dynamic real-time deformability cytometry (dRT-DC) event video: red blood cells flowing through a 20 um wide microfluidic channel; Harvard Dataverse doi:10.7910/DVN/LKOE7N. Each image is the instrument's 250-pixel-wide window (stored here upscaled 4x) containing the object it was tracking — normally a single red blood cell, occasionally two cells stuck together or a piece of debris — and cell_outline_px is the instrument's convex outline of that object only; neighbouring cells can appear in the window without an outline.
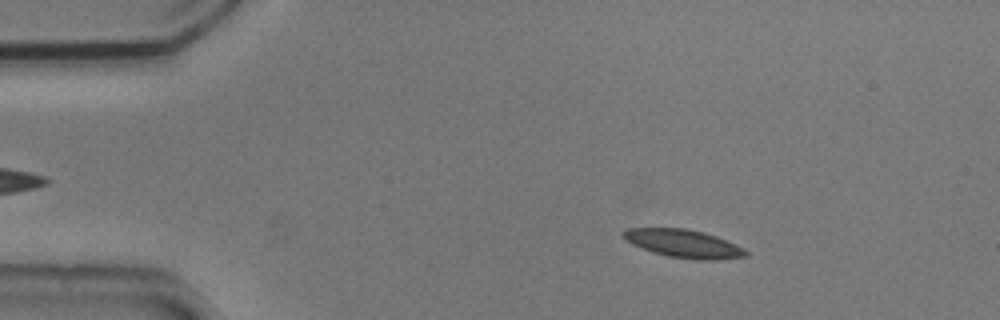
{"species": "common noctule bat (a hibernating species)", "species_latin": "Nyctalus noctula", "temperature_condition": "cold", "stored_images_in_passage": 4, "camera_frame_rate_fps": 3000, "um_per_image_px": 0.085, "animal": {"sex": "male", "body_mass_g": 20.5, "forearm_length_mm": 52.5}, "frame": {"image": 1, "passage_image": 3, "time_ms": 0.667, "image_size_px": [1000, 320], "cell_outline_px": [[748, 256], [712, 260], [696, 260], [668, 256], [652, 252], [632, 244], [624, 236], [624, 232], [628, 228], [684, 228], [704, 232], [716, 236], [736, 244], [744, 248], [748, 252]], "centroid_in_image_um": [58.15, 20.71], "position_along_channel_um": 26.8, "area_um2": 19.88}}